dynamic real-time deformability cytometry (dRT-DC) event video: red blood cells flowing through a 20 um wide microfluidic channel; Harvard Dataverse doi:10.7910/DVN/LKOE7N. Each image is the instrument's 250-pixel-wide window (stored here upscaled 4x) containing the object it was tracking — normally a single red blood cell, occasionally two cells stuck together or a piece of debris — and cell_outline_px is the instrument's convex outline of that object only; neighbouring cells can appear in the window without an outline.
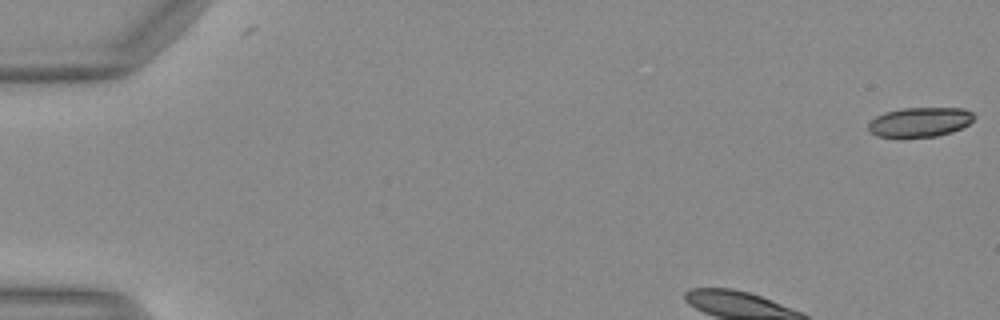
{"species": "Egyptian fruit bat (a non-hibernating species)", "species_latin": "Rousettus aegyptiacus", "temperature_condition": "warm", "stored_images_in_passage": 46, "camera_frame_rate_fps": 3000, "um_per_image_px": 0.085, "animal": {"sex": "female"}, "frame": {"image": 1, "passage_image": 1, "time_ms": 0.0, "image_size_px": [1000, 320], "cell_outline_px": [[976, 116], [968, 124], [952, 132], [936, 136], [900, 140], [876, 136], [868, 128], [868, 124], [876, 116], [884, 112], [900, 108], [964, 108], [972, 112]], "centroid_in_image_um": [78.15, 10.41], "position_along_channel_um": 6.9, "area_um2": 18.84}}
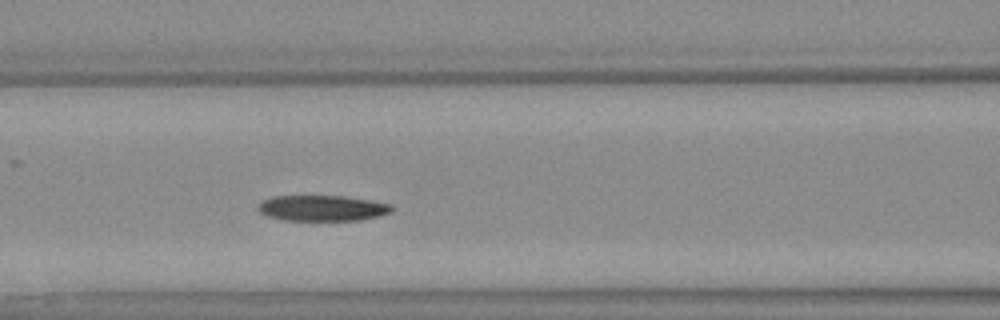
{"frame": {"image": 2, "passage_image": 17, "time_ms": 5.333, "image_size_px": [1000, 320], "cell_outline_px": [[396, 208], [392, 212], [380, 216], [360, 220], [284, 220], [264, 216], [256, 208], [256, 204], [260, 200], [272, 196], [344, 196], [392, 204]], "centroid_in_image_um": [27.36, 17.69], "position_along_channel_um": 139.2, "area_um2": 20.4}}
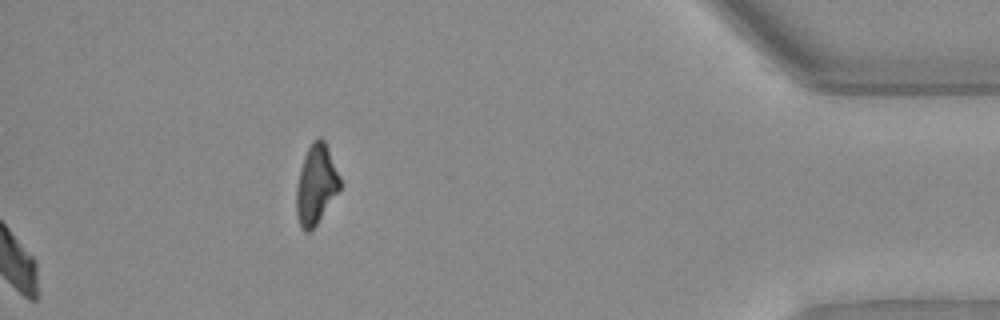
{"frame": {"image": 3, "passage_image": 46, "time_ms": 15.0, "image_size_px": [1000, 320], "cell_outline_px": [[340, 192], [316, 224], [308, 232], [304, 232], [296, 216], [296, 188], [300, 168], [304, 156], [312, 140], [316, 136], [320, 136], [324, 140], [328, 148], [340, 176]], "centroid_in_image_um": [26.87, 15.66], "position_along_channel_um": 408.3, "area_um2": 20.4}, "authors_computed_cell_mechanics": {"area_um2": 20.9525, "velocity_mm_per_s": 4.0914, "shape_relaxation_time_tau1_ms": 9.0073, "shape_relaxation_time_tau2_ms": 4.9989, "deformation_change_tau1": 0.2053, "deformation_change_tau2": 0.1081}}